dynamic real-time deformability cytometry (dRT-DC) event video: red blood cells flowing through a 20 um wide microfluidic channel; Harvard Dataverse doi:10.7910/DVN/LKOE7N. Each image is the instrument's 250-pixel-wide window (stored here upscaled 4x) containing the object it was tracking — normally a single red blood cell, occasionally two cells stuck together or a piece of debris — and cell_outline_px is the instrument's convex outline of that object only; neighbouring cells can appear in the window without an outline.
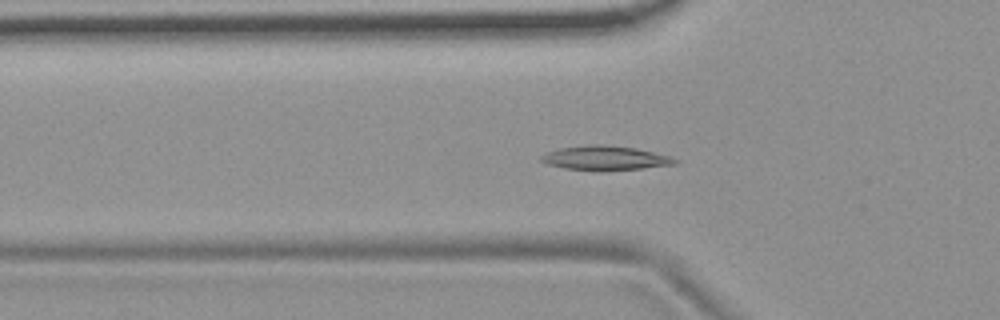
{"species": "common noctule bat (a hibernating species)", "species_latin": "Nyctalus noctula", "temperature_condition": "room temperature", "stored_images_in_passage": 56, "camera_frame_rate_fps": 3000, "um_per_image_px": 0.085, "animal": {"sex": "female", "body_mass_g": 19.9}, "frame": {"image": 1, "passage_image": 18, "time_ms": 5.667, "image_size_px": [1000, 320], "cell_outline_px": [[680, 160], [676, 164], [644, 168], [600, 172], [596, 172], [564, 168], [548, 164], [540, 160], [540, 156], [548, 152], [560, 148], [588, 144], [600, 144], [636, 148], [672, 156]], "centroid_in_image_um": [51.47, 13.45], "position_along_channel_um": 74.3, "area_um2": 19.36}}
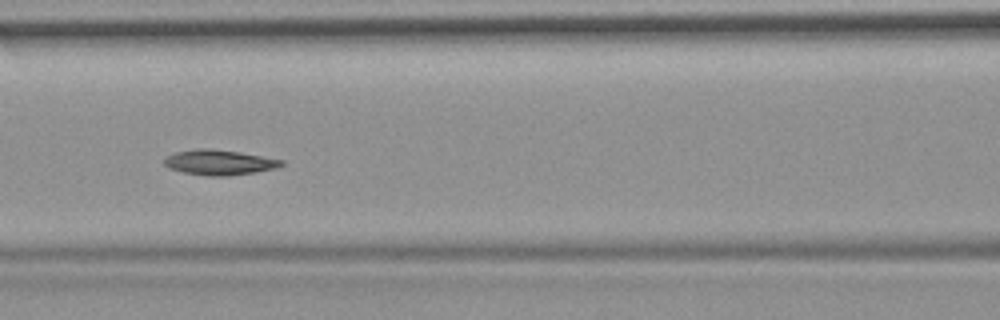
{"frame": {"image": 2, "passage_image": 24, "time_ms": 7.667, "image_size_px": [1000, 320], "cell_outline_px": [[284, 164], [276, 168], [256, 172], [228, 176], [208, 176], [184, 172], [168, 168], [164, 164], [164, 160], [168, 156], [176, 152], [196, 148], [208, 148], [240, 152], [284, 160]], "centroid_in_image_um": [18.65, 13.8], "position_along_channel_um": 147.9, "area_um2": 17.17}}
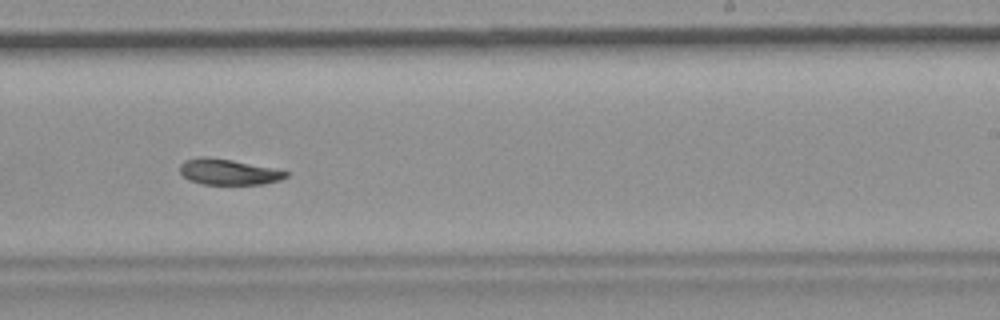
{"frame": {"image": 3, "passage_image": 34, "time_ms": 11.0, "image_size_px": [1000, 320], "cell_outline_px": [[288, 176], [280, 180], [264, 184], [204, 184], [188, 180], [180, 172], [180, 164], [184, 160], [200, 156], [232, 160], [288, 172]], "centroid_in_image_um": [19.37, 14.62], "position_along_channel_um": 269.6, "area_um2": 15.66}, "authors_computed_cell_mechanics": {"area_um2": 17.1955, "velocity_mm_per_s": 3.6645, "shape_relaxation_time_tau1_ms": 7.951, "shape_relaxation_time_tau2_ms": null, "deformation_change_tau1": 0.1483, "deformation_change_tau2": null}}